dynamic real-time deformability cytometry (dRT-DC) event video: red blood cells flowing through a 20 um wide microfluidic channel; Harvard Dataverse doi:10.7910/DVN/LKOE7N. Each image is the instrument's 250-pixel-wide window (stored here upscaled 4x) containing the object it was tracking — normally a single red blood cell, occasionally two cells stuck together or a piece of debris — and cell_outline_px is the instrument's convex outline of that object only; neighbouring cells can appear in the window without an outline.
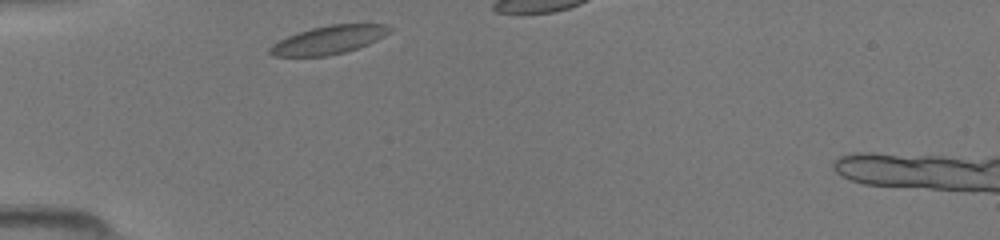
{"species": "common noctule bat (a hibernating species)", "species_latin": "Nyctalus noctula", "temperature_condition": "room temperature", "stored_images_in_passage": 27, "camera_frame_rate_fps": 3000, "um_per_image_px": 0.085, "animal": {"sex": "female", "body_mass_g": 19.5, "forearm_length_mm": 54.1}, "frame": {"image": 1, "passage_image": 1, "time_ms": 0.0, "image_size_px": [1000, 240], "cell_outline_px": [[392, 28], [384, 36], [368, 44], [344, 52], [328, 56], [272, 56], [268, 52], [268, 48], [272, 44], [296, 32], [328, 24], [388, 24]], "centroid_in_image_um": [27.91, 3.39], "position_along_channel_um": 57.1, "area_um2": 19.71}}
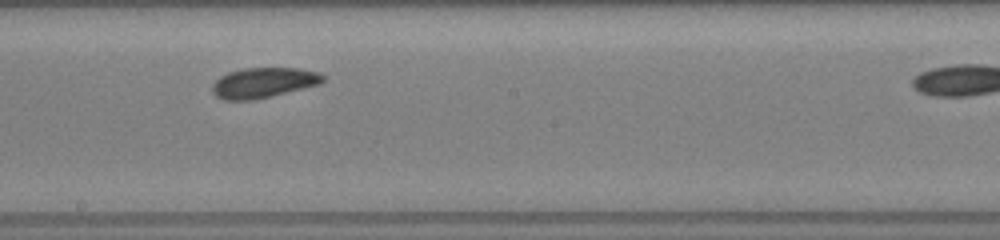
{"frame": {"image": 2, "passage_image": 14, "time_ms": 4.333, "image_size_px": [1000, 240], "cell_outline_px": [[324, 80], [320, 84], [272, 96], [252, 100], [224, 100], [216, 96], [212, 92], [212, 84], [220, 76], [228, 72], [244, 68], [296, 68], [320, 72], [324, 76]], "centroid_in_image_um": [22.38, 7.03], "position_along_channel_um": 225.8, "area_um2": 19.54}}
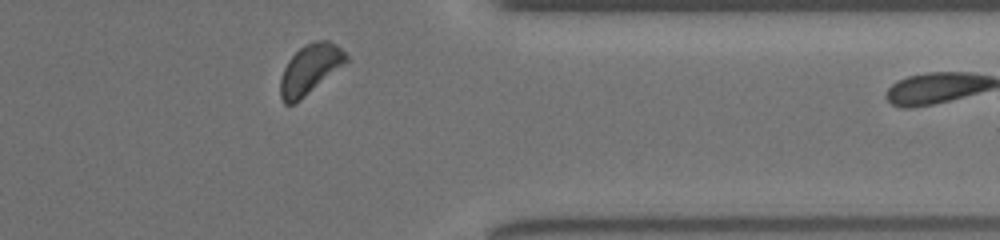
{"frame": {"image": 3, "passage_image": 26, "time_ms": 8.333, "image_size_px": [1000, 240], "cell_outline_px": [[348, 60], [344, 64], [300, 100], [292, 104], [284, 104], [280, 96], [280, 80], [284, 68], [288, 60], [304, 44], [312, 40], [328, 40], [336, 44], [348, 56]], "centroid_in_image_um": [26.33, 5.86], "position_along_channel_um": 385.1, "area_um2": 18.84}}